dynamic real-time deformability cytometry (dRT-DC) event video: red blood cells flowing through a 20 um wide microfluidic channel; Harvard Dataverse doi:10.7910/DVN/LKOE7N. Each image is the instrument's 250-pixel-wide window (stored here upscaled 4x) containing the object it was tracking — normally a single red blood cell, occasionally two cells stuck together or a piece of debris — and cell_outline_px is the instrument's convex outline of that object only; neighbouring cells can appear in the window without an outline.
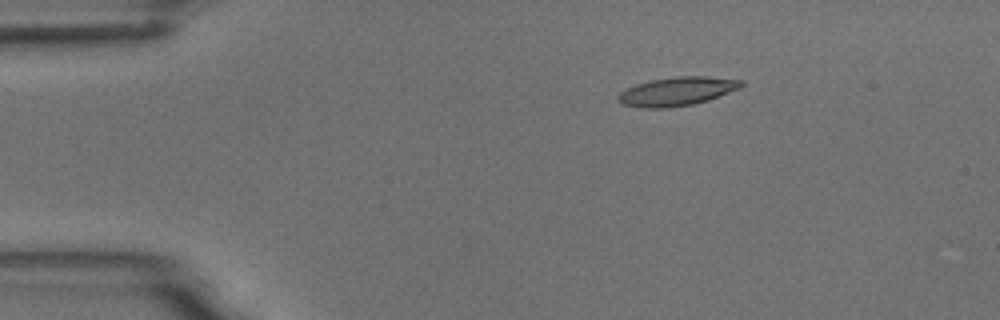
{"species": "common noctule bat (a hibernating species)", "species_latin": "Nyctalus noctula", "temperature_condition": "room temperature", "stored_images_in_passage": 2, "camera_frame_rate_fps": 3000, "um_per_image_px": 0.085, "animal": {"sex": "male", "body_mass_g": 18.8}, "frame": {"image": 1, "passage_image": 1, "time_ms": 0.0, "image_size_px": [1000, 320], "cell_outline_px": [[744, 84], [740, 88], [708, 100], [692, 104], [668, 108], [636, 108], [620, 104], [616, 100], [616, 96], [624, 88], [636, 84], [652, 80], [676, 76], [708, 76], [744, 80]], "centroid_in_image_um": [57.49, 7.77], "position_along_channel_um": 27.5, "area_um2": 20.92}}